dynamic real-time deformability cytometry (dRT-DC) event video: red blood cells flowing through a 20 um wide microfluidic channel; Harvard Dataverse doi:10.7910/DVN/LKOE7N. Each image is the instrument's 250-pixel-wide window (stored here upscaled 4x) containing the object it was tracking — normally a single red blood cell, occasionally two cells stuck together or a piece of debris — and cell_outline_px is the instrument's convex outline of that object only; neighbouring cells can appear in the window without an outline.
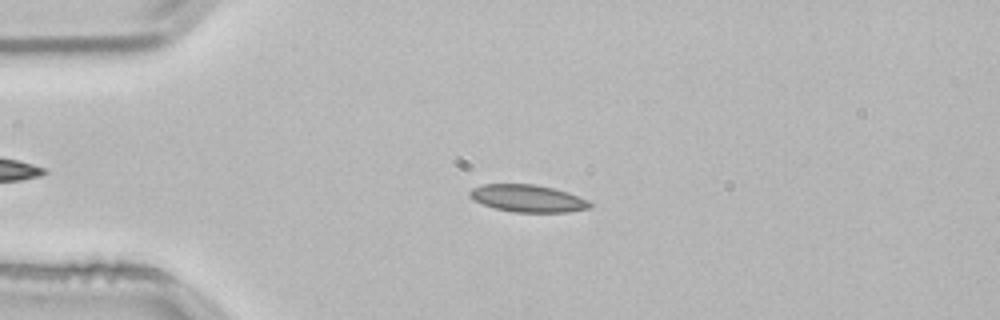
{"species": "common noctule bat (a hibernating species)", "species_latin": "Nyctalus noctula", "temperature_condition": "room temperature", "stored_images_in_passage": 53, "camera_frame_rate_fps": 3000, "um_per_image_px": 0.085, "animal": {"sex": "male", "body_mass_g": 21.5, "forearm_length_mm": 52.0}, "frame": {"image": 1, "passage_image": 12, "time_ms": 3.667, "image_size_px": [1000, 320], "cell_outline_px": [[592, 204], [588, 208], [568, 212], [512, 212], [496, 208], [472, 200], [468, 196], [468, 192], [472, 188], [484, 184], [536, 184], [568, 192], [588, 200]], "centroid_in_image_um": [44.83, 16.86], "position_along_channel_um": 40.2, "area_um2": 19.07}}
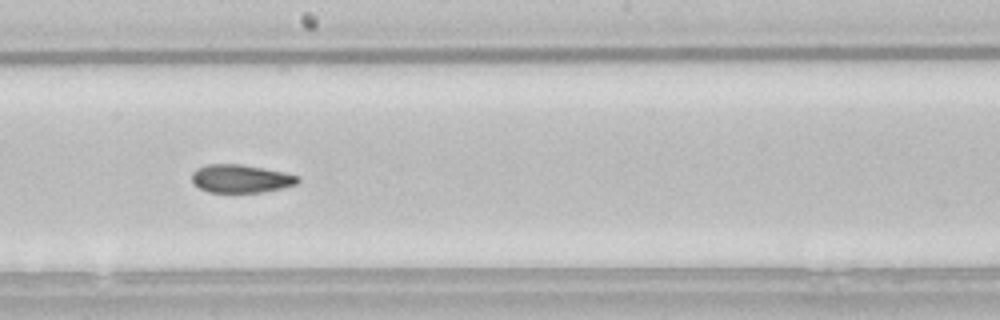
{"frame": {"image": 2, "passage_image": 29, "time_ms": 9.333, "image_size_px": [1000, 320], "cell_outline_px": [[300, 180], [296, 184], [280, 188], [260, 192], [208, 192], [192, 184], [192, 172], [196, 168], [208, 164], [240, 164], [284, 172], [300, 176]], "centroid_in_image_um": [20.44, 15.18], "position_along_channel_um": 227.8, "area_um2": 17.34}}
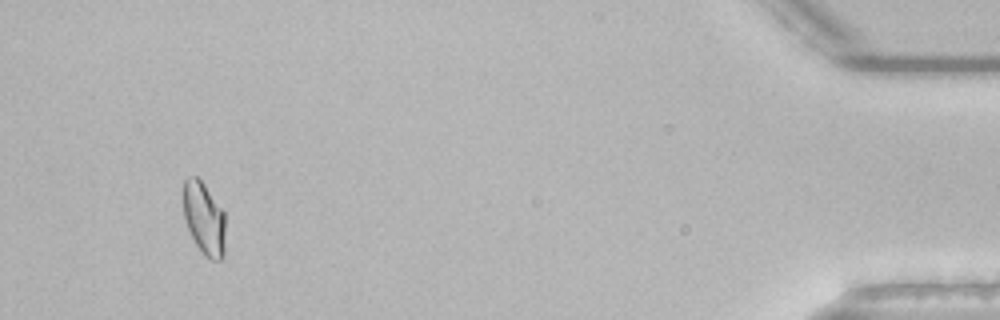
{"frame": {"image": 3, "passage_image": 50, "time_ms": 16.333, "image_size_px": [1000, 320], "cell_outline_px": [[224, 256], [220, 260], [212, 260], [204, 256], [196, 244], [188, 228], [184, 216], [184, 180], [188, 176], [196, 176], [204, 184], [224, 212]], "centroid_in_image_um": [17.35, 18.58], "position_along_channel_um": 417.9, "area_um2": 17.57}, "authors_computed_cell_mechanics": {"area_um2": 18.0336, "velocity_mm_per_s": 3.793, "shape_relaxation_time_tau1_ms": 5.9242, "shape_relaxation_time_tau2_ms": 1.7928, "deformation_change_tau1": 0.1494, "deformation_change_tau2": 0.0741}}